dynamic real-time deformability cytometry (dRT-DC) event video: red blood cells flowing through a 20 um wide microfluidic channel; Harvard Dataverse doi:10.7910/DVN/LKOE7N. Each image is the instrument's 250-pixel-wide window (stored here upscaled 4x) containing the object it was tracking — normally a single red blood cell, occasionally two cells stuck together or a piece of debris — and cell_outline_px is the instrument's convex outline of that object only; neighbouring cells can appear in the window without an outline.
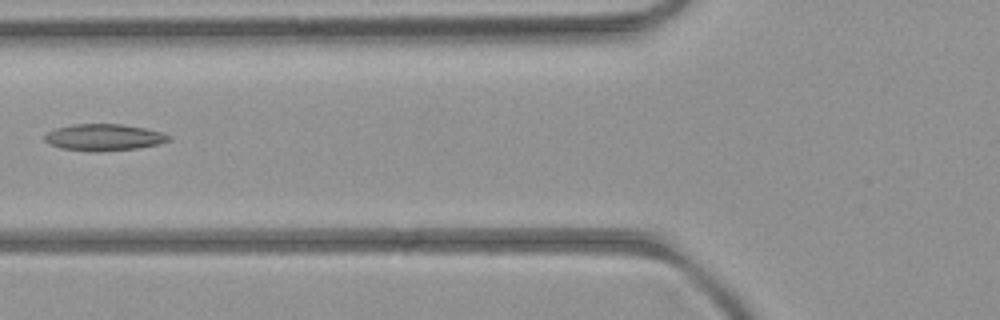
{"species": "common noctule bat (a hibernating species)", "species_latin": "Nyctalus noctula", "temperature_condition": "room temperature", "stored_images_in_passage": 6, "camera_frame_rate_fps": 3000, "um_per_image_px": 0.085, "animal": {"sex": "female", "body_mass_g": 21.9}, "frame": {"image": 1, "passage_image": 6, "time_ms": 5.667, "image_size_px": [1000, 320], "cell_outline_px": [[172, 140], [160, 144], [136, 148], [92, 152], [60, 148], [48, 144], [44, 140], [44, 136], [48, 132], [56, 128], [72, 124], [120, 124], [144, 128], [160, 132], [172, 136]], "centroid_in_image_um": [8.82, 11.68], "position_along_channel_um": 117.0, "area_um2": 19.31}}